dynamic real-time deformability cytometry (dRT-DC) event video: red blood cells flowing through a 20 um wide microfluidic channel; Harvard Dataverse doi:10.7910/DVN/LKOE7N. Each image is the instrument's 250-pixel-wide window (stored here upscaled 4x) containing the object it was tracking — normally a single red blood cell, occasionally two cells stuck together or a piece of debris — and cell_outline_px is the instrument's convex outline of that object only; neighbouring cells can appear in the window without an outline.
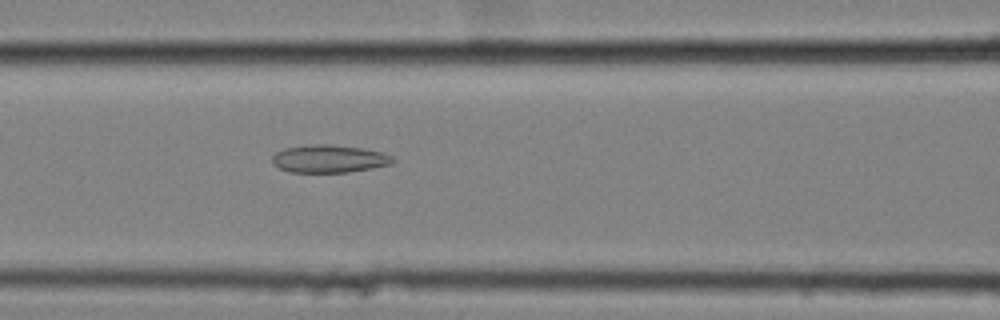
{"species": "common noctule bat (a hibernating species)", "species_latin": "Nyctalus noctula", "temperature_condition": "cold", "stored_images_in_passage": 37, "camera_frame_rate_fps": 3000, "um_per_image_px": 0.085, "animal": {"sex": "female", "body_mass_g": 25.1}, "frame": {"image": 1, "passage_image": 11, "time_ms": 3.333, "image_size_px": [1000, 320], "cell_outline_px": [[396, 160], [392, 164], [372, 168], [348, 172], [288, 172], [272, 164], [272, 156], [276, 152], [284, 148], [308, 144], [332, 144], [364, 148], [380, 152], [392, 156]], "centroid_in_image_um": [27.96, 13.49], "position_along_channel_um": 138.6, "area_um2": 19.71}}
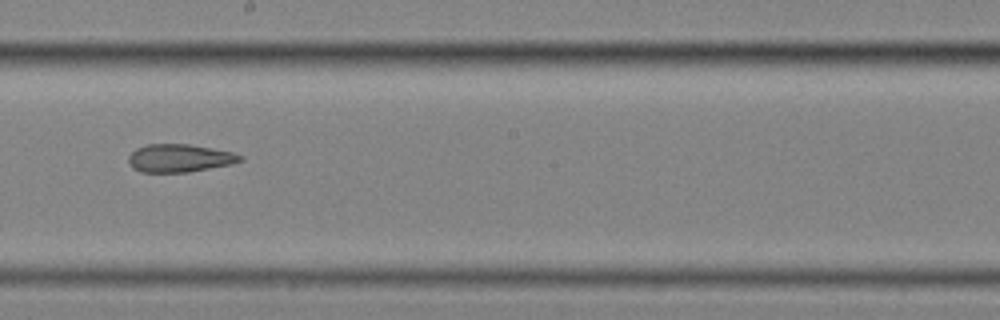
{"frame": {"image": 2, "passage_image": 19, "time_ms": 6.0, "image_size_px": [1000, 320], "cell_outline_px": [[244, 160], [232, 164], [188, 172], [140, 172], [132, 168], [128, 160], [128, 156], [136, 148], [148, 144], [188, 144], [232, 152], [244, 156]], "centroid_in_image_um": [15.26, 13.44], "position_along_channel_um": 232.9, "area_um2": 18.21}}
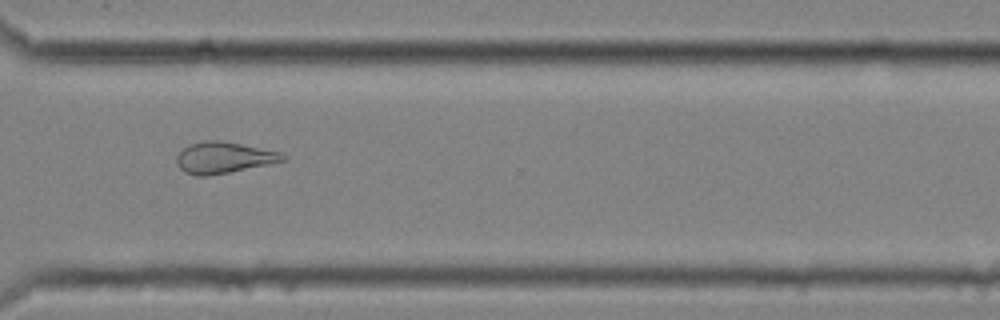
{"frame": {"image": 3, "passage_image": 29, "time_ms": 9.333, "image_size_px": [1000, 320], "cell_outline_px": [[288, 160], [208, 176], [196, 176], [184, 172], [176, 164], [176, 156], [188, 144], [204, 140], [220, 140], [280, 152], [288, 156]], "centroid_in_image_um": [18.99, 13.4], "position_along_channel_um": 351.6, "area_um2": 19.36}, "authors_computed_cell_mechanics": {"area_um2": 19.7098, "velocity_mm_per_s": 3.5433, "shape_relaxation_time_tau1_ms": null, "shape_relaxation_time_tau2_ms": 3.5691, "deformation_change_tau1": null, "deformation_change_tau2": 0.1305}}